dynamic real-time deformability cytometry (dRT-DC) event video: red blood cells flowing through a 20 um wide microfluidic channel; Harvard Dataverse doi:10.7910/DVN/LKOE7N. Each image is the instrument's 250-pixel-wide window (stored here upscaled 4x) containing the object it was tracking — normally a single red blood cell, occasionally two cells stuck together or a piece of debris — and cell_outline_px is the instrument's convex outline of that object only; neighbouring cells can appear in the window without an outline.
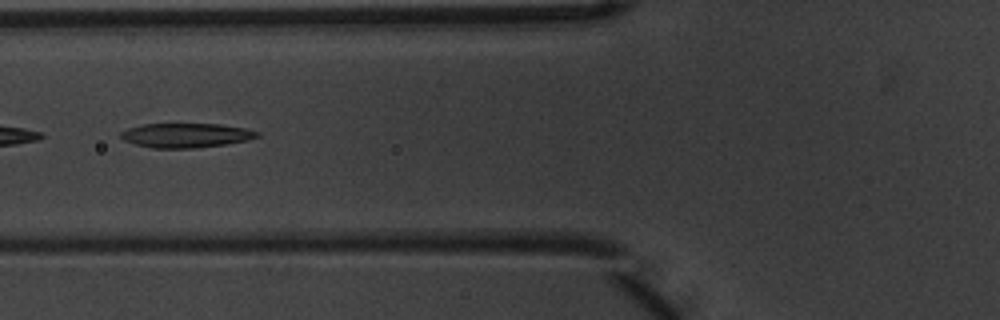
{"species": "common noctule bat (a hibernating species)", "species_latin": "Nyctalus noctula", "temperature_condition": "warm", "stored_images_in_passage": 6, "camera_frame_rate_fps": 3000, "um_per_image_px": 0.085, "animal": {"sex": "male", "body_mass_g": 20.1, "forearm_length_mm": 53.5}, "frame": {"image": 1, "passage_image": 6, "time_ms": 1.667, "image_size_px": [1000, 320], "cell_outline_px": [[260, 136], [248, 140], [224, 144], [196, 148], [152, 148], [136, 144], [124, 140], [120, 136], [120, 132], [128, 128], [144, 124], [220, 124], [248, 128], [260, 132]], "centroid_in_image_um": [15.84, 11.5], "position_along_channel_um": 110.0, "area_um2": 19.42}}